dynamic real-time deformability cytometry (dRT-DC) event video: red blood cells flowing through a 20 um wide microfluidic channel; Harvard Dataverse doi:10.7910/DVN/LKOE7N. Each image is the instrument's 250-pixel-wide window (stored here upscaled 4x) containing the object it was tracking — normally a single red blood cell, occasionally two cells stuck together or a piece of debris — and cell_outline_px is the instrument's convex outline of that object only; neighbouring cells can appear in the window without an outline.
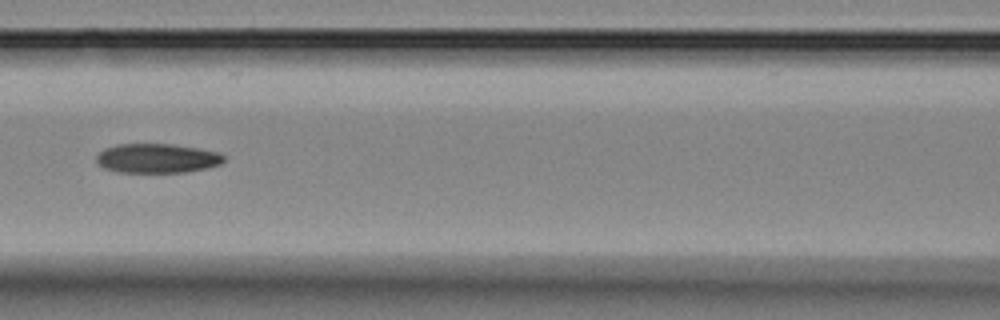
{"species": "Egyptian fruit bat (a non-hibernating species)", "species_latin": "Rousettus aegyptiacus", "temperature_condition": "room temperature", "stored_images_in_passage": 14, "camera_frame_rate_fps": 3000, "um_per_image_px": 0.085, "animal": {"sex": "female"}, "frame": {"image": 1, "passage_image": 5, "time_ms": 4.333, "image_size_px": [1000, 320], "cell_outline_px": [[224, 160], [220, 164], [208, 168], [184, 172], [120, 172], [104, 168], [96, 160], [96, 156], [104, 148], [116, 144], [172, 144], [196, 148], [216, 152], [224, 156]], "centroid_in_image_um": [13.33, 13.45], "position_along_channel_um": 153.3, "area_um2": 21.62}}
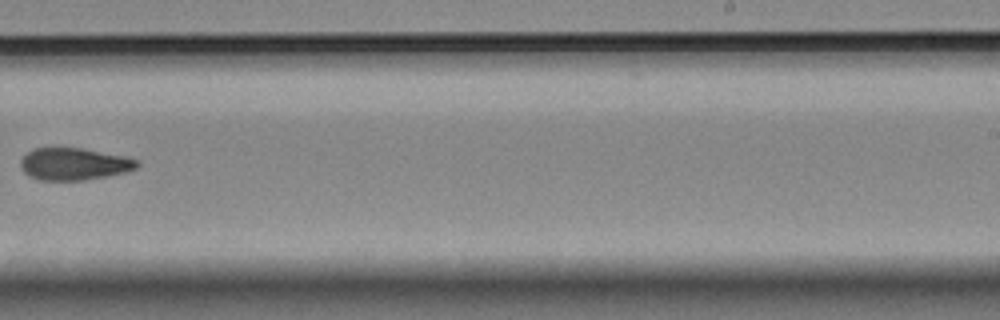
{"frame": {"image": 2, "passage_image": 8, "time_ms": 8.0, "image_size_px": [1000, 320], "cell_outline_px": [[140, 164], [136, 168], [124, 172], [84, 180], [40, 180], [28, 176], [24, 172], [20, 164], [20, 160], [32, 148], [56, 144], [80, 148], [124, 156], [140, 160]], "centroid_in_image_um": [6.23, 13.89], "position_along_channel_um": 282.8, "area_um2": 22.37}}
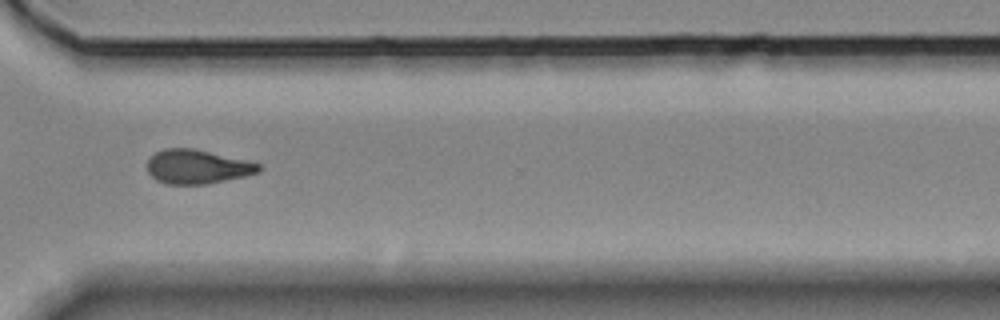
{"frame": {"image": 3, "passage_image": 10, "time_ms": 10.0, "image_size_px": [1000, 320], "cell_outline_px": [[260, 172], [244, 176], [204, 184], [164, 184], [156, 180], [148, 172], [148, 156], [164, 148], [192, 148], [244, 160], [260, 164]], "centroid_in_image_um": [16.71, 14.17], "position_along_channel_um": 353.9, "area_um2": 21.91}, "authors_computed_cell_mechanics": {"area_um2": 22.2241, "velocity_mm_per_s": 3.5561, "shape_relaxation_time_tau1_ms": null, "shape_relaxation_time_tau2_ms": 7.7358, "deformation_change_tau1": null, "deformation_change_tau2": 0.1597}}